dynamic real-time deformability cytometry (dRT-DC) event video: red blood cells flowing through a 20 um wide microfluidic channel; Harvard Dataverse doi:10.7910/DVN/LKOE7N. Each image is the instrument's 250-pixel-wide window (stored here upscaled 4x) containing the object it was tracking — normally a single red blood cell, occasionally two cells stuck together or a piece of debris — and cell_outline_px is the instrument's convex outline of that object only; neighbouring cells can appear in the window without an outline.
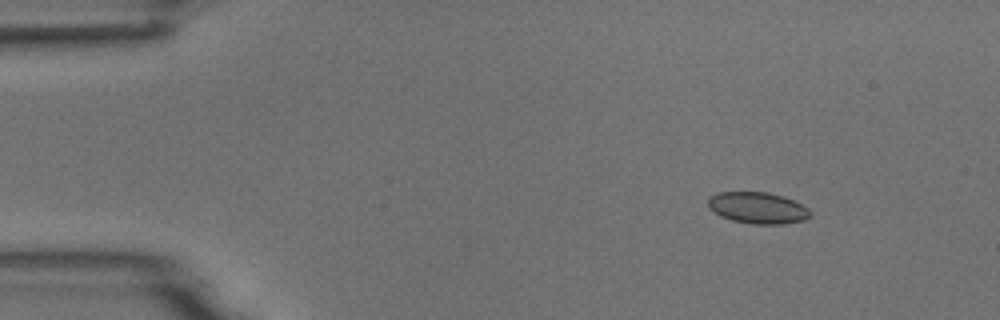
{"species": "common noctule bat (a hibernating species)", "species_latin": "Nyctalus noctula", "temperature_condition": "room temperature", "stored_images_in_passage": 49, "camera_frame_rate_fps": 3000, "um_per_image_px": 0.085, "animal": {"sex": "male", "body_mass_g": 18.8}, "frame": {"image": 1, "passage_image": 1, "time_ms": 0.0, "image_size_px": [1000, 320], "cell_outline_px": [[812, 212], [804, 220], [784, 224], [752, 224], [732, 220], [720, 216], [708, 208], [708, 200], [712, 196], [720, 192], [768, 192], [784, 196], [808, 208]], "centroid_in_image_um": [64.4, 17.67], "position_along_channel_um": 20.6, "area_um2": 18.67}}
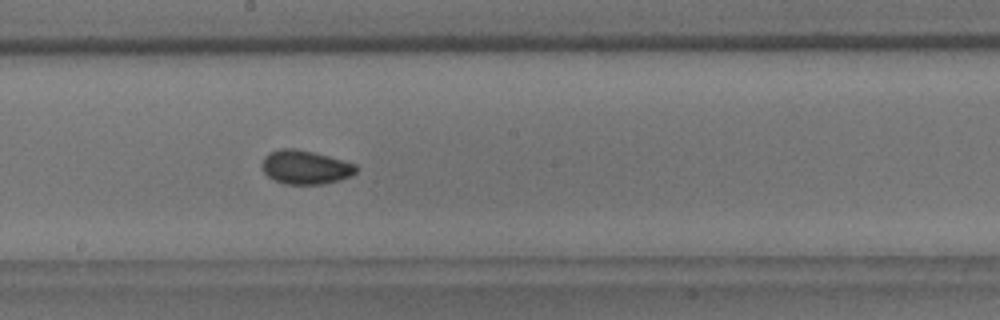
{"frame": {"image": 2, "passage_image": 24, "time_ms": 7.667, "image_size_px": [1000, 320], "cell_outline_px": [[356, 172], [352, 176], [324, 184], [284, 184], [268, 176], [264, 172], [260, 164], [264, 156], [268, 152], [280, 148], [296, 148], [328, 156], [356, 164]], "centroid_in_image_um": [25.92, 14.21], "position_along_channel_um": 222.3, "area_um2": 18.61}}
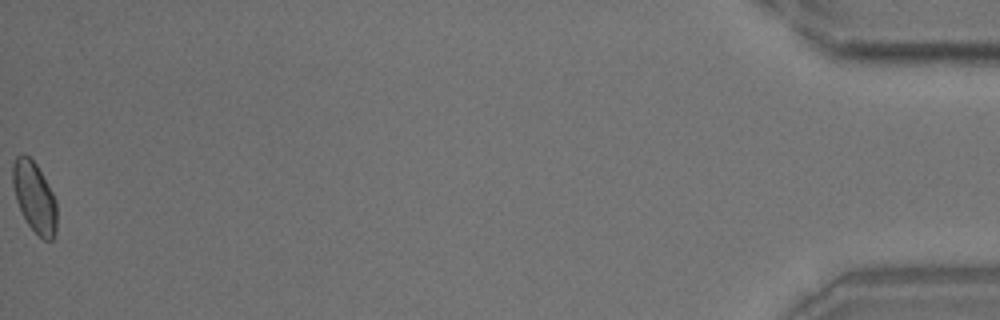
{"frame": {"image": 3, "passage_image": 49, "time_ms": 16.0, "image_size_px": [1000, 320], "cell_outline_px": [[56, 232], [52, 240], [44, 240], [28, 224], [16, 200], [12, 184], [12, 164], [16, 156], [24, 152], [36, 164], [52, 192], [56, 200]], "centroid_in_image_um": [2.91, 16.72], "position_along_channel_um": 432.3, "area_um2": 17.98}, "authors_computed_cell_mechanics": {"area_um2": 18.207, "velocity_mm_per_s": 3.7119, "shape_relaxation_time_tau1_ms": 10.7362, "shape_relaxation_time_tau2_ms": 1.6039, "deformation_change_tau1": 0.093, "deformation_change_tau2": 0.0521}}